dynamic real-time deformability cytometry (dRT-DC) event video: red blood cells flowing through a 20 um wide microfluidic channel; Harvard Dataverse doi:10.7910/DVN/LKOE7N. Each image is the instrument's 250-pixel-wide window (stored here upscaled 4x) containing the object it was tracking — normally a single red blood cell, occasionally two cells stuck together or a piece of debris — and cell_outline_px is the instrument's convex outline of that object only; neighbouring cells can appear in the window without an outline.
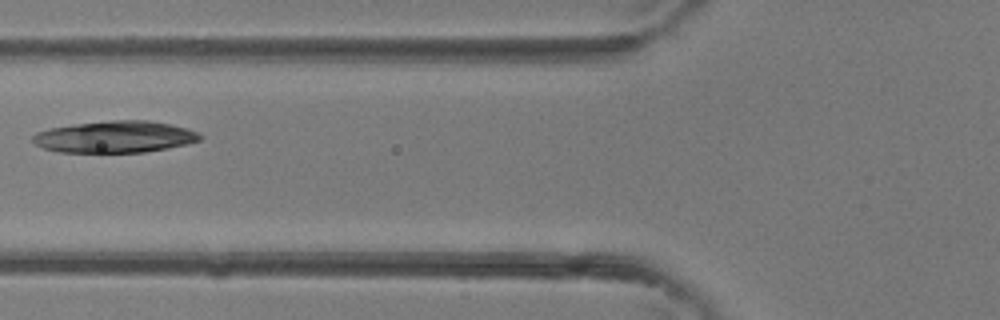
{"species": "common noctule bat (a hibernating species)", "species_latin": "Nyctalus noctula", "temperature_condition": "room temperature", "stored_images_in_passage": 4, "camera_frame_rate_fps": 3000, "um_per_image_px": 0.085, "animal": {"sex": "female"}, "frame": {"image": 1, "passage_image": 4, "time_ms": 1.0, "image_size_px": [1000, 320], "cell_outline_px": [[200, 140], [188, 144], [168, 148], [144, 152], [60, 152], [44, 148], [36, 144], [32, 140], [32, 136], [36, 132], [48, 128], [76, 124], [112, 120], [148, 120], [172, 124], [188, 128], [196, 132], [200, 136]], "centroid_in_image_um": [9.77, 11.62], "position_along_channel_um": 116.0, "area_um2": 30.87}}